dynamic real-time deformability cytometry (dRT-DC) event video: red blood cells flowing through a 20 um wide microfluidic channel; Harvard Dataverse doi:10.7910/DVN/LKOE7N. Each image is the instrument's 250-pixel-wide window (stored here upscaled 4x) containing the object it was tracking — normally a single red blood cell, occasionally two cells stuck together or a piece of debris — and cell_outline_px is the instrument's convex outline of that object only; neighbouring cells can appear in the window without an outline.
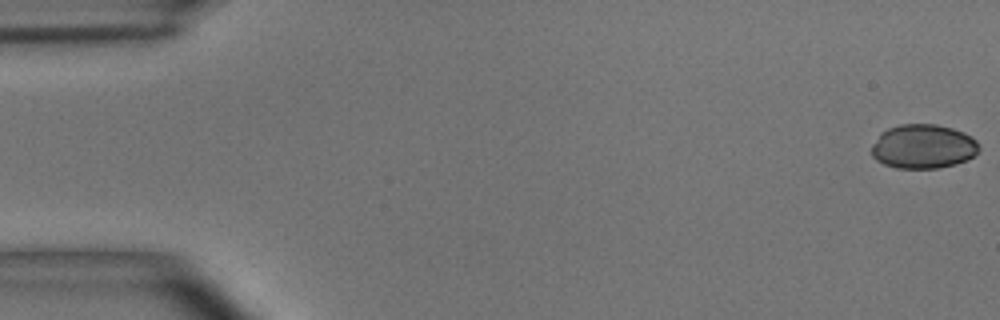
{"species": "common noctule bat (a hibernating species)", "species_latin": "Nyctalus noctula", "temperature_condition": "room temperature", "stored_images_in_passage": 55, "camera_frame_rate_fps": 3000, "um_per_image_px": 0.085, "animal": {"sex": "male", "body_mass_g": 15.6}, "frame": {"image": 1, "passage_image": 1, "time_ms": 0.0, "image_size_px": [1000, 320], "cell_outline_px": [[980, 148], [968, 160], [956, 164], [936, 168], [896, 168], [884, 164], [876, 160], [872, 156], [872, 144], [880, 132], [888, 128], [900, 124], [936, 124], [952, 128], [964, 132], [972, 136], [976, 140]], "centroid_in_image_um": [78.46, 12.44], "position_along_channel_um": 6.5, "area_um2": 27.86}}
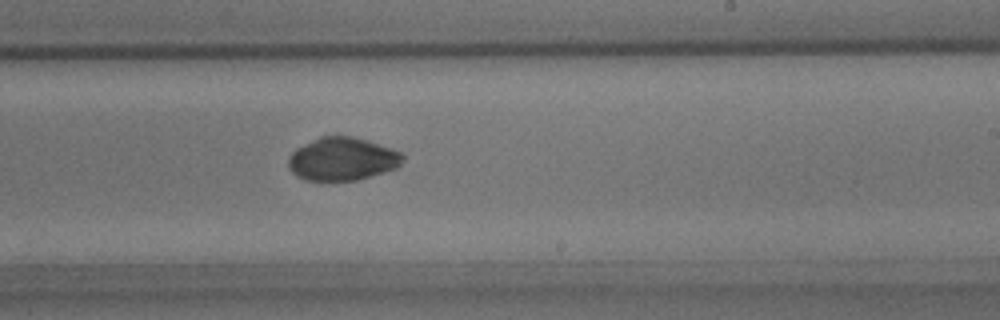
{"frame": {"image": 2, "passage_image": 33, "time_ms": 10.667, "image_size_px": [1000, 320], "cell_outline_px": [[404, 160], [396, 168], [384, 172], [356, 180], [308, 180], [296, 176], [288, 168], [288, 156], [296, 148], [320, 136], [352, 136], [400, 152], [404, 156]], "centroid_in_image_um": [29.05, 13.52], "position_along_channel_um": 259.9, "area_um2": 28.38}}
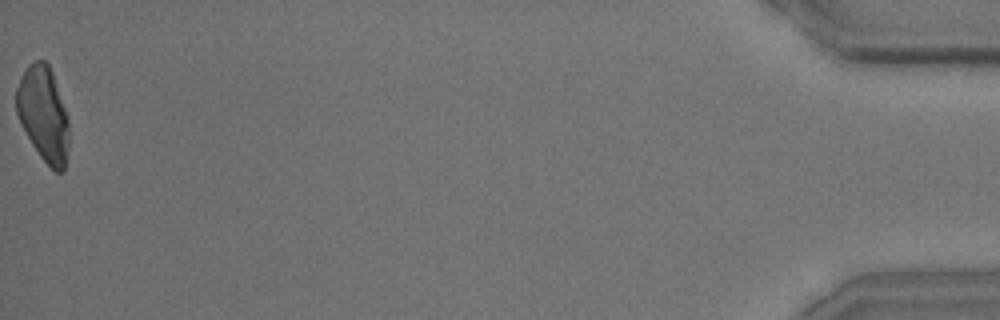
{"frame": {"image": 3, "passage_image": 55, "time_ms": 18.0, "image_size_px": [1000, 320], "cell_outline_px": [[68, 152], [64, 172], [56, 172], [40, 156], [32, 144], [16, 112], [16, 88], [20, 76], [28, 64], [36, 60], [44, 60], [48, 64], [52, 72], [68, 116]], "centroid_in_image_um": [3.69, 9.67], "position_along_channel_um": 431.5, "area_um2": 28.96}, "authors_computed_cell_mechanics": {"area_um2": 29.478, "velocity_mm_per_s": 3.6595, "shape_relaxation_time_tau1_ms": 5.2139, "shape_relaxation_time_tau2_ms": null, "deformation_change_tau1": 0.1207, "deformation_change_tau2": null}}